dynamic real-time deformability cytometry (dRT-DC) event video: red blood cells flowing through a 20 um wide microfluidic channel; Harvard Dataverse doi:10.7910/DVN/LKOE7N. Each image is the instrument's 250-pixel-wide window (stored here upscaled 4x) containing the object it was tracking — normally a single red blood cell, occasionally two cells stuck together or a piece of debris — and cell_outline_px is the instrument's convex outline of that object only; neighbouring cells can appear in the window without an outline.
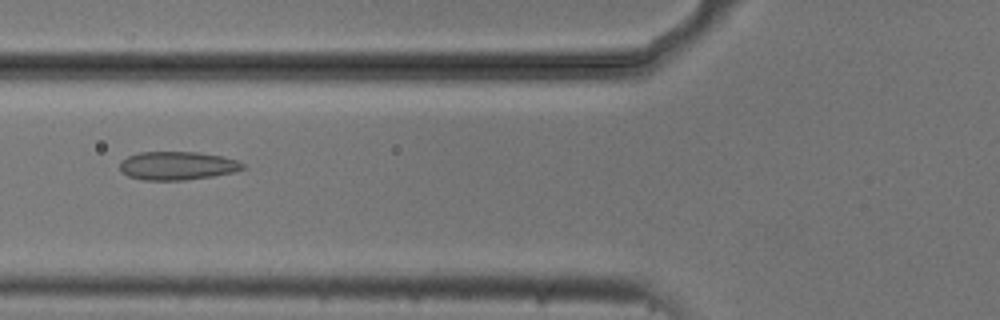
{"species": "common noctule bat (a hibernating species)", "species_latin": "Nyctalus noctula", "temperature_condition": "cold", "stored_images_in_passage": 53, "camera_frame_rate_fps": 3000, "um_per_image_px": 0.085, "animal": {"sex": "male", "body_mass_g": 20.5, "forearm_length_mm": 52.5}, "frame": {"image": 1, "passage_image": 20, "time_ms": 6.333, "image_size_px": [1000, 320], "cell_outline_px": [[248, 168], [232, 172], [212, 176], [184, 180], [144, 180], [128, 176], [120, 172], [120, 160], [128, 156], [140, 152], [200, 152], [224, 156], [236, 160], [244, 164]], "centroid_in_image_um": [15.07, 14.08], "position_along_channel_um": 110.7, "area_um2": 20.52}}
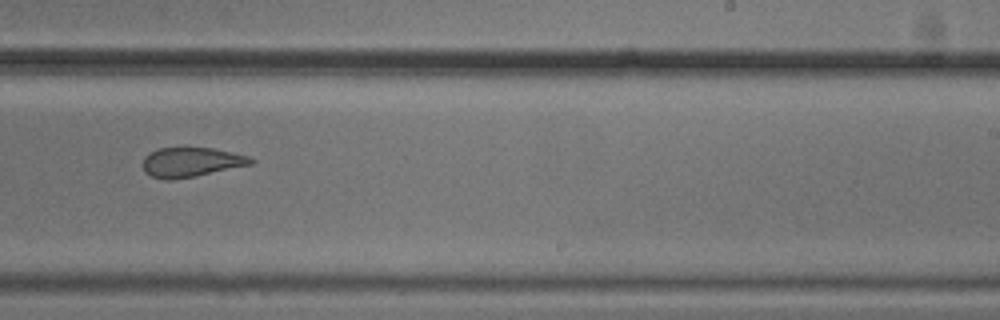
{"frame": {"image": 2, "passage_image": 33, "time_ms": 10.667, "image_size_px": [1000, 320], "cell_outline_px": [[256, 160], [252, 164], [196, 176], [168, 180], [164, 180], [152, 176], [144, 172], [144, 156], [160, 148], [212, 148], [232, 152], [248, 156]], "centroid_in_image_um": [16.26, 13.79], "position_along_channel_um": 272.7, "area_um2": 18.38}}
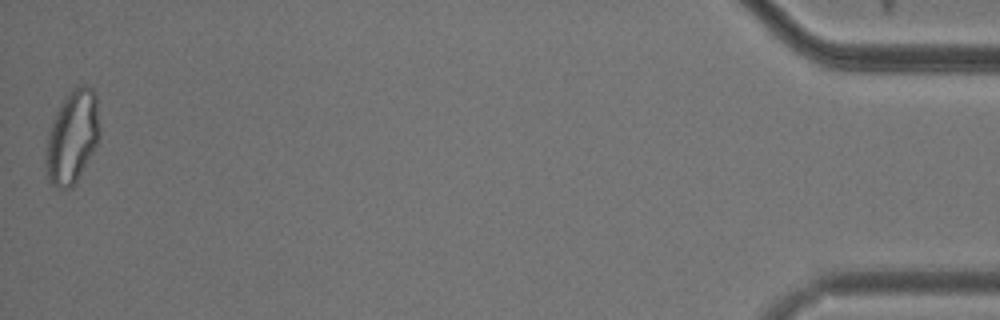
{"frame": {"image": 3, "passage_image": 53, "time_ms": 17.333, "image_size_px": [1000, 320], "cell_outline_px": [[100, 132], [96, 144], [76, 184], [72, 188], [60, 188], [52, 184], [48, 180], [44, 164], [44, 156], [48, 132], [56, 112], [64, 96], [76, 84], [88, 84], [92, 88], [96, 96]], "centroid_in_image_um": [6.12, 11.62], "position_along_channel_um": 429.1, "area_um2": 29.59}, "authors_computed_cell_mechanics": {"area_um2": 22.542, "velocity_mm_per_s": 3.7389, "shape_relaxation_time_tau1_ms": null, "shape_relaxation_time_tau2_ms": 1.5661, "deformation_change_tau1": null, "deformation_change_tau2": 0.083}}